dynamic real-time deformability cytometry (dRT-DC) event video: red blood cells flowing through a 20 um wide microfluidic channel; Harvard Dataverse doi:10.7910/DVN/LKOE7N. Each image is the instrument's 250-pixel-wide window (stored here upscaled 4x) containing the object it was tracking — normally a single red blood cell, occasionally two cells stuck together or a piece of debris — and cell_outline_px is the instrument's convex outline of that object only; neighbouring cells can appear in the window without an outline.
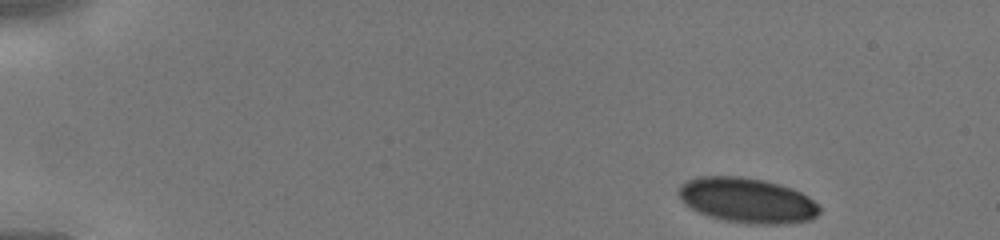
{"species": "human", "species_latin": "Homo sapiens", "temperature_condition": "cold", "stored_images_in_passage": 41, "camera_frame_rate_fps": 3000, "um_per_image_px": 0.085, "donor": {"sex": "male"}, "frame": {"image": 1, "passage_image": 1, "time_ms": 0.0, "image_size_px": [1000, 240], "cell_outline_px": [[820, 212], [812, 220], [784, 224], [748, 224], [708, 216], [684, 204], [680, 196], [680, 184], [688, 180], [700, 176], [740, 176], [764, 180], [780, 184], [792, 188], [808, 196], [820, 208]], "centroid_in_image_um": [63.54, 17.03], "position_along_channel_um": 21.5, "area_um2": 36.88}}
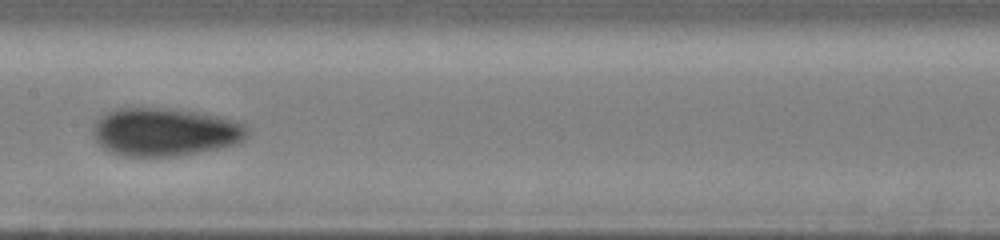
{"frame": {"image": 2, "passage_image": 20, "time_ms": 6.333, "image_size_px": [1000, 240], "cell_outline_px": [[248, 136], [244, 140], [236, 144], [220, 148], [200, 152], [176, 156], [124, 156], [108, 152], [96, 140], [92, 132], [92, 128], [96, 120], [100, 116], [116, 108], [172, 108], [220, 116], [244, 124], [248, 128]], "centroid_in_image_um": [14.01, 11.22], "position_along_channel_um": 193.4, "area_um2": 43.52}}
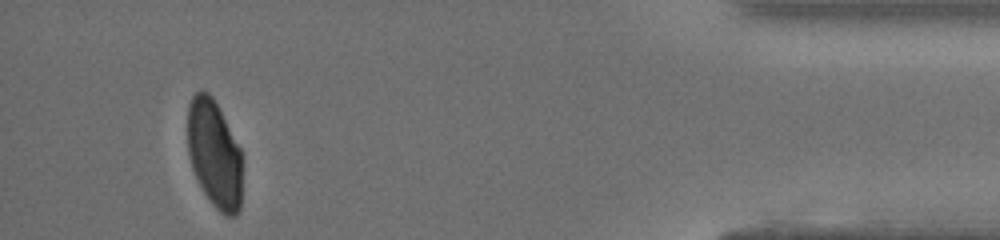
{"frame": {"image": 3, "passage_image": 38, "time_ms": 12.333, "image_size_px": [1000, 240], "cell_outline_px": [[240, 208], [236, 216], [224, 216], [212, 204], [204, 192], [192, 168], [188, 152], [188, 104], [192, 96], [196, 92], [208, 92], [212, 96], [240, 148]], "centroid_in_image_um": [18.2, 13.09], "position_along_channel_um": 417.0, "area_um2": 33.76}}